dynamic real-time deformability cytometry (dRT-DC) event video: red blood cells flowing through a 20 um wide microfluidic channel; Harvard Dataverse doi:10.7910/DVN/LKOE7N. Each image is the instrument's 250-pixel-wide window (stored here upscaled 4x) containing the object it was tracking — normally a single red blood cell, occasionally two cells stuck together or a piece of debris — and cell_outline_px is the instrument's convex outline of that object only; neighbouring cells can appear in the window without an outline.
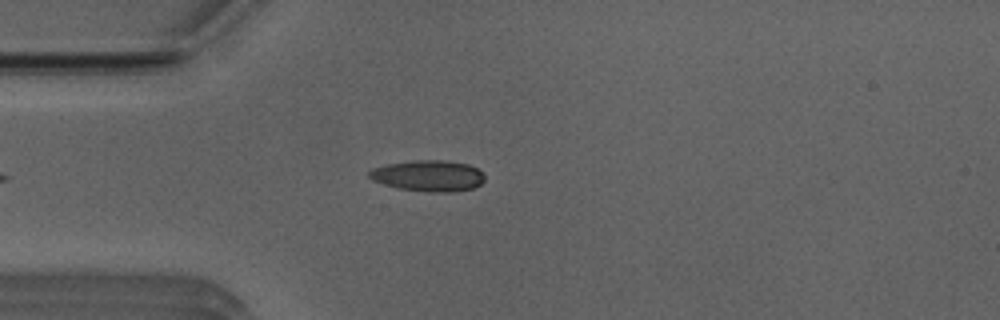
{"species": "Egyptian fruit bat (a non-hibernating species)", "species_latin": "Rousettus aegyptiacus", "temperature_condition": "room temperature", "stored_images_in_passage": 46, "camera_frame_rate_fps": 3000, "um_per_image_px": 0.085, "animal": {"sex": "male"}, "frame": {"image": 1, "passage_image": 8, "time_ms": 2.333, "image_size_px": [1000, 320], "cell_outline_px": [[484, 180], [480, 184], [472, 188], [452, 192], [432, 192], [396, 188], [372, 180], [368, 176], [368, 172], [372, 168], [388, 164], [412, 160], [444, 160], [468, 164], [484, 172]], "centroid_in_image_um": [36.4, 14.93], "position_along_channel_um": 48.6, "area_um2": 20.98}}
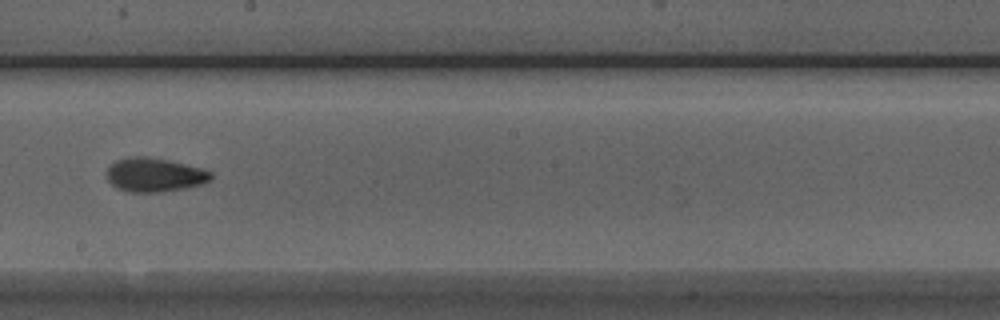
{"frame": {"image": 2, "passage_image": 23, "time_ms": 7.333, "image_size_px": [1000, 320], "cell_outline_px": [[212, 180], [200, 184], [184, 188], [160, 192], [128, 192], [116, 188], [108, 180], [108, 168], [116, 160], [136, 156], [144, 156], [168, 160], [204, 168], [212, 172]], "centroid_in_image_um": [13.16, 14.86], "position_along_channel_um": 235.0, "area_um2": 20.52}}
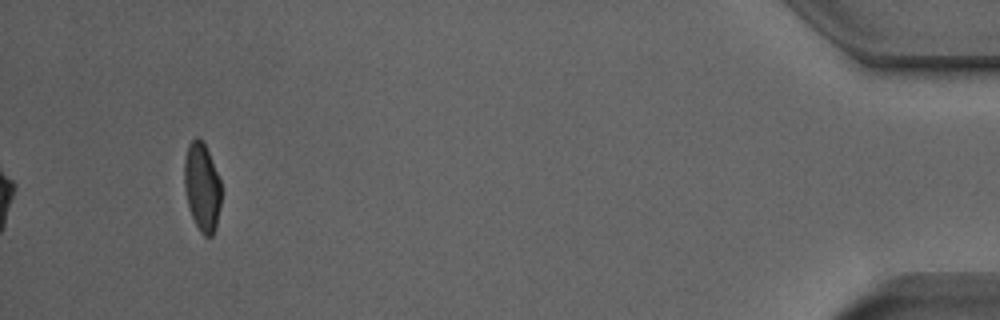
{"frame": {"image": 3, "passage_image": 43, "time_ms": 14.0, "image_size_px": [1000, 320], "cell_outline_px": [[220, 204], [216, 228], [212, 236], [204, 236], [200, 232], [192, 216], [188, 204], [184, 188], [184, 160], [188, 144], [196, 136], [204, 144], [208, 152], [220, 180]], "centroid_in_image_um": [17.16, 15.91], "position_along_channel_um": 418.0, "area_um2": 18.79}, "authors_computed_cell_mechanics": {"area_um2": 19.9121, "velocity_mm_per_s": 3.9372, "shape_relaxation_time_tau1_ms": 5.7025, "shape_relaxation_time_tau2_ms": 2.9761, "deformation_change_tau1": 0.1618, "deformation_change_tau2": 0.0878}}